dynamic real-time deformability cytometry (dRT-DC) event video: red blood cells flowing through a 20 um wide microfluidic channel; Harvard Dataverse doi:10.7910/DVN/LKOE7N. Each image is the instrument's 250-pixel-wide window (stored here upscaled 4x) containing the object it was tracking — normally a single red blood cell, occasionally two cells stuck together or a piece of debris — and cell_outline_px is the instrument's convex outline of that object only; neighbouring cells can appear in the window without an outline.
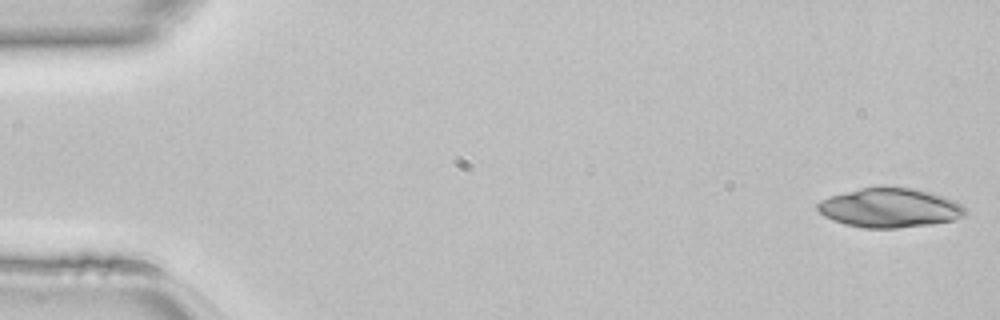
{"species": "common noctule bat (a hibernating species)", "species_latin": "Nyctalus noctula", "temperature_condition": "room temperature", "stored_images_in_passage": 46, "camera_frame_rate_fps": 3000, "um_per_image_px": 0.085, "animal": {"sex": "female", "body_mass_g": 22.7, "forearm_length_mm": 54.2}, "frame": {"image": 1, "passage_image": 1, "time_ms": 0.0, "image_size_px": [1000, 320], "cell_outline_px": [[964, 216], [952, 220], [932, 224], [900, 228], [864, 228], [844, 224], [832, 220], [824, 216], [816, 208], [816, 204], [820, 200], [828, 196], [860, 188], [880, 184], [884, 184], [912, 188], [928, 192], [956, 200], [964, 208]], "centroid_in_image_um": [75.58, 17.64], "position_along_channel_um": 9.4, "area_um2": 34.39}}